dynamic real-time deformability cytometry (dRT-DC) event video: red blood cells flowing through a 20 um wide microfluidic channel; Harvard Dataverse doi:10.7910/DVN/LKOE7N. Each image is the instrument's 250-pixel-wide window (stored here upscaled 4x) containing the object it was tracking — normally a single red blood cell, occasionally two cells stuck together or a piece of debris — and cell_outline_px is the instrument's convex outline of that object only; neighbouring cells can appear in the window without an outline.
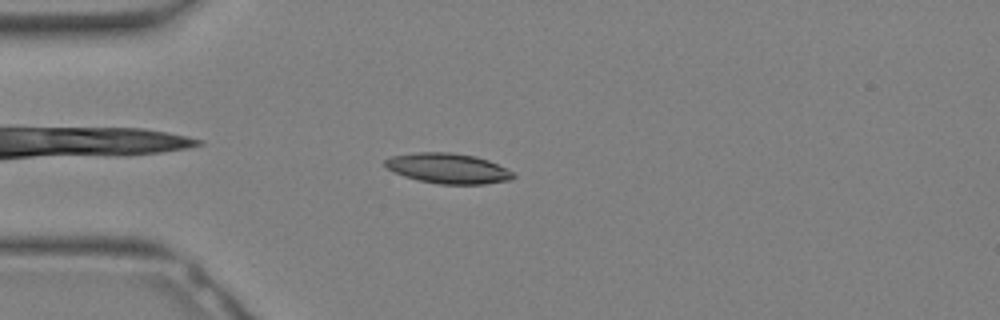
{"species": "Egyptian fruit bat (a non-hibernating species)", "species_latin": "Rousettus aegyptiacus", "temperature_condition": "warm", "stored_images_in_passage": 14, "camera_frame_rate_fps": 3000, "um_per_image_px": 0.085, "animal": {"sex": "female"}, "frame": {"image": 1, "passage_image": 5, "time_ms": 1.333, "image_size_px": [1000, 320], "cell_outline_px": [[516, 176], [512, 180], [484, 184], [440, 184], [420, 180], [404, 176], [384, 168], [384, 160], [392, 156], [416, 152], [452, 152], [476, 156], [488, 160], [512, 172]], "centroid_in_image_um": [38.06, 14.31], "position_along_channel_um": 46.9, "area_um2": 22.6}}
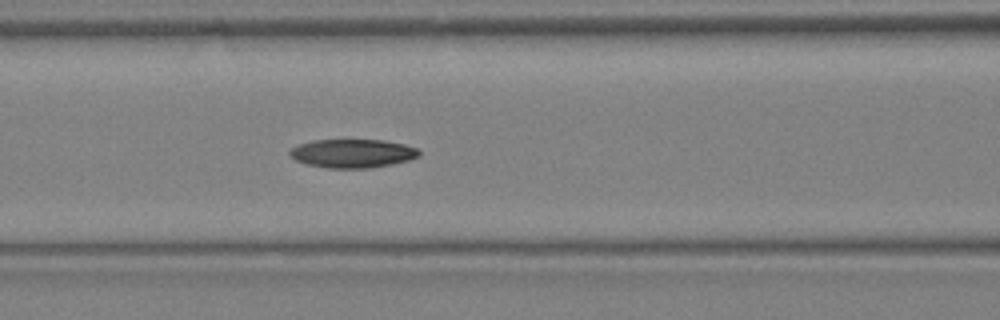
{"frame": {"image": 2, "passage_image": 10, "time_ms": 3.0, "image_size_px": [1000, 320], "cell_outline_px": [[420, 156], [408, 160], [392, 164], [372, 168], [328, 168], [308, 164], [296, 160], [288, 152], [292, 148], [300, 144], [312, 140], [384, 140], [404, 144], [416, 148], [420, 152]], "centroid_in_image_um": [29.99, 13.04], "position_along_channel_um": 136.6, "area_um2": 21.44}}
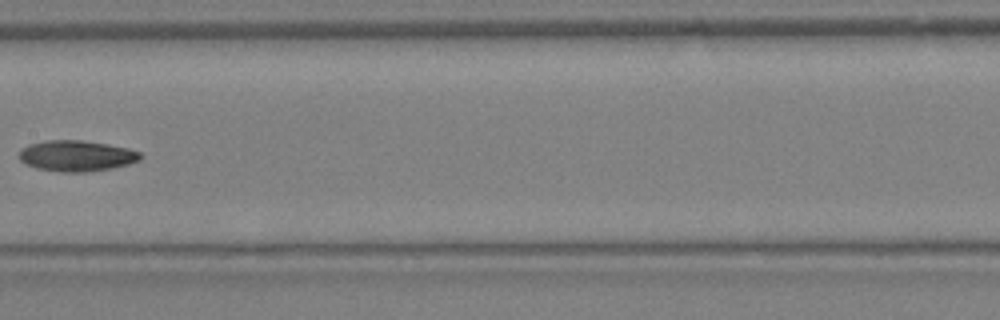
{"frame": {"image": 3, "passage_image": 13, "time_ms": 4.0, "image_size_px": [1000, 320], "cell_outline_px": [[144, 156], [140, 160], [128, 164], [112, 168], [88, 172], [60, 172], [36, 168], [24, 164], [20, 160], [20, 148], [28, 144], [44, 140], [80, 140], [108, 144], [128, 148], [140, 152]], "centroid_in_image_um": [6.49, 13.24], "position_along_channel_um": 200.9, "area_um2": 22.08}}